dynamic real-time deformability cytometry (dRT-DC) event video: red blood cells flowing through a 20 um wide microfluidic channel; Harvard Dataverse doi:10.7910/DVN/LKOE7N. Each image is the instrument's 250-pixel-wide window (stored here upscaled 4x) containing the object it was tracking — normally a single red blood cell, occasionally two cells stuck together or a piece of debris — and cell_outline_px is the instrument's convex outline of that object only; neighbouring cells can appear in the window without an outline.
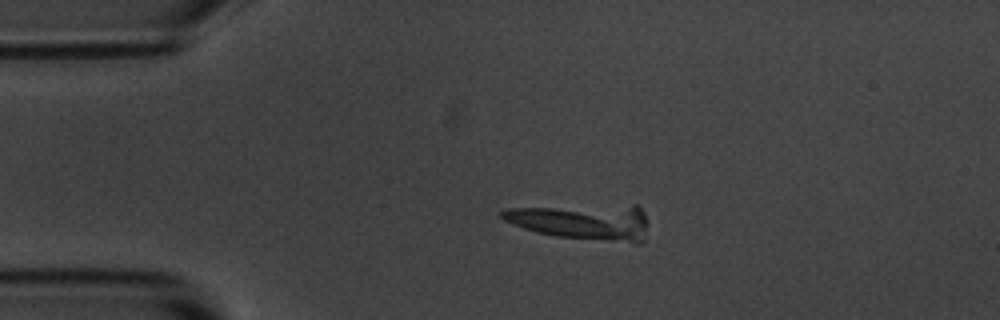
{"species": "common noctule bat (a hibernating species)", "species_latin": "Nyctalus noctula", "temperature_condition": "room temperature", "stored_images_in_passage": 3, "camera_frame_rate_fps": 3000, "um_per_image_px": 0.085, "animal": {"sex": "male", "body_mass_g": 20.1, "forearm_length_mm": 53.5}, "frame": {"image": 1, "passage_image": 1, "time_ms": 0.0, "image_size_px": [1000, 320], "cell_outline_px": [[644, 240], [640, 244], [636, 244], [556, 236], [536, 232], [512, 224], [496, 216], [504, 208], [632, 204], [640, 204], [644, 212]], "centroid_in_image_um": [49.5, 18.84], "position_along_channel_um": 35.5, "area_um2": 30.98}}